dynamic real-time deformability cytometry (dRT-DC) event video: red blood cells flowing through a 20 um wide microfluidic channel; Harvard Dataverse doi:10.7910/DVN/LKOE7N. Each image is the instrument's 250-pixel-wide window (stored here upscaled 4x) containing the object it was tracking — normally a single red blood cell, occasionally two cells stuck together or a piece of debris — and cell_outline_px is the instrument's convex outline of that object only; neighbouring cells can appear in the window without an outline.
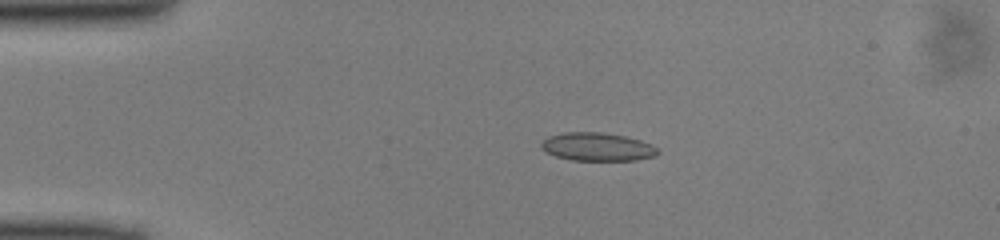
{"species": "common noctule bat (a hibernating species)", "species_latin": "Nyctalus noctula", "temperature_condition": "cold", "stored_images_in_passage": 40, "camera_frame_rate_fps": 3000, "um_per_image_px": 0.085, "animal": {"sex": "male", "body_mass_g": 13.0, "forearm_length_mm": 53.1}, "frame": {"image": 1, "passage_image": 1, "time_ms": 0.0, "image_size_px": [1000, 240], "cell_outline_px": [[660, 152], [656, 156], [636, 160], [572, 160], [556, 156], [540, 148], [540, 144], [548, 136], [560, 132], [604, 132], [624, 136], [640, 140], [652, 144]], "centroid_in_image_um": [50.77, 12.47], "position_along_channel_um": 34.2, "area_um2": 19.25}}
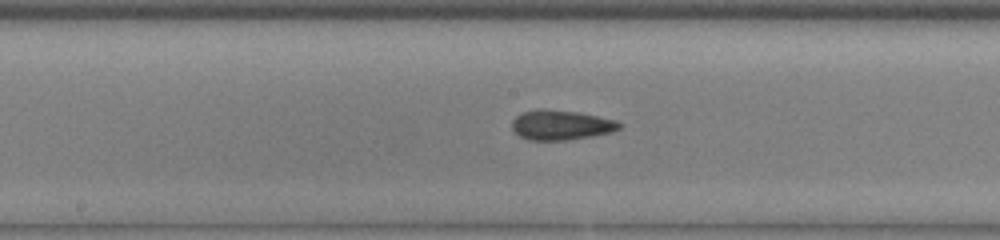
{"frame": {"image": 2, "passage_image": 16, "time_ms": 5.0, "image_size_px": [1000, 240], "cell_outline_px": [[620, 128], [612, 132], [592, 136], [564, 140], [528, 140], [520, 136], [512, 128], [512, 120], [520, 112], [536, 108], [544, 108], [580, 112], [616, 120], [620, 124]], "centroid_in_image_um": [47.65, 10.6], "position_along_channel_um": 200.5, "area_um2": 18.84}}
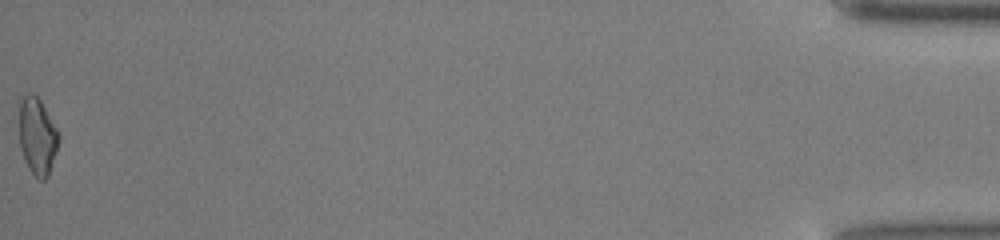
{"frame": {"image": 3, "passage_image": 40, "time_ms": 13.0, "image_size_px": [1000, 240], "cell_outline_px": [[60, 136], [48, 176], [44, 180], [40, 180], [28, 168], [24, 160], [20, 148], [20, 96], [32, 92], [40, 100], [56, 128]], "centroid_in_image_um": [3.15, 11.56], "position_along_channel_um": 432.0, "area_um2": 17.46}}